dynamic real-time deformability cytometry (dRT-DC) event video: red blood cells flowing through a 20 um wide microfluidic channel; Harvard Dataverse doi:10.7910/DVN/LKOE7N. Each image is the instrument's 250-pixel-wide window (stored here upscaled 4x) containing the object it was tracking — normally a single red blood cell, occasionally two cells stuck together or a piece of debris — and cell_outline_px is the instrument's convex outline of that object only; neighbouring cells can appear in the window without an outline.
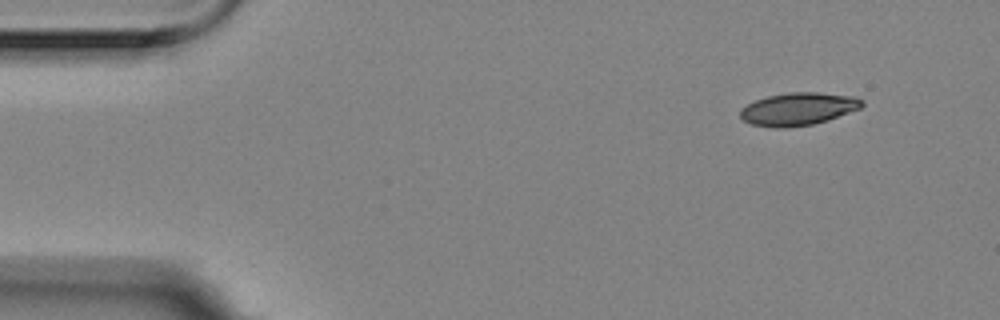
{"species": "Egyptian fruit bat (a non-hibernating species)", "species_latin": "Rousettus aegyptiacus", "temperature_condition": "room temperature", "stored_images_in_passage": 3, "camera_frame_rate_fps": 3000, "um_per_image_px": 0.085, "animal": {"sex": "female"}, "frame": {"image": 1, "passage_image": 1, "time_ms": 0.0, "image_size_px": [1000, 320], "cell_outline_px": [[864, 104], [860, 108], [828, 120], [812, 124], [784, 128], [776, 128], [752, 124], [744, 120], [740, 116], [740, 108], [756, 100], [768, 96], [792, 92], [816, 92], [856, 96], [864, 100]], "centroid_in_image_um": [67.87, 9.26], "position_along_channel_um": 17.1, "area_um2": 23.12}}